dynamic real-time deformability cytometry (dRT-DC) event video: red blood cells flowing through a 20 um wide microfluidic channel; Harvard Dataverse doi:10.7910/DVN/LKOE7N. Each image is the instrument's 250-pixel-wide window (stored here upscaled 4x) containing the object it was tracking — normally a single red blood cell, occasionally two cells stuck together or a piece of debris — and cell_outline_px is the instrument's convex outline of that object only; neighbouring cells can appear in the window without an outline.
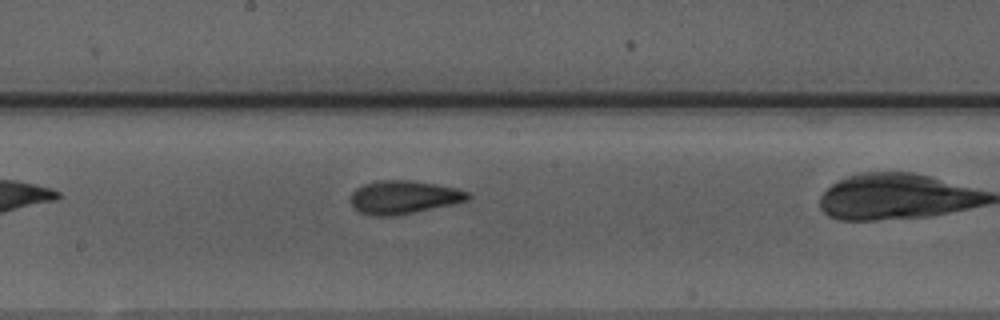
{"species": "Egyptian fruit bat (a non-hibernating species)", "species_latin": "Rousettus aegyptiacus", "temperature_condition": "warm", "stored_images_in_passage": 22, "camera_frame_rate_fps": 3000, "um_per_image_px": 0.085, "animal": {"sex": "male"}, "frame": {"image": 1, "passage_image": 9, "time_ms": 2.667, "image_size_px": [1000, 320], "cell_outline_px": [[472, 196], [468, 200], [452, 204], [392, 216], [368, 216], [356, 212], [352, 208], [352, 192], [356, 188], [364, 184], [380, 180], [412, 180], [436, 184], [456, 188], [468, 192]], "centroid_in_image_um": [34.27, 16.77], "position_along_channel_um": 213.9, "area_um2": 22.77}}
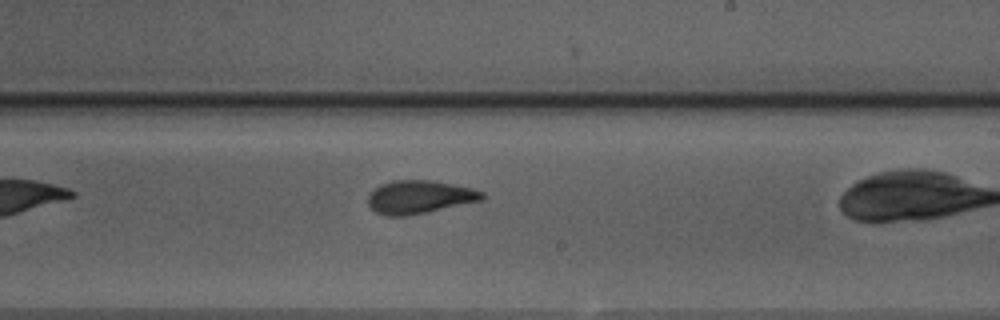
{"frame": {"image": 2, "passage_image": 12, "time_ms": 3.667, "image_size_px": [1000, 320], "cell_outline_px": [[484, 200], [428, 212], [404, 216], [388, 216], [376, 212], [368, 204], [368, 196], [380, 184], [392, 180], [432, 180], [472, 188], [484, 192]], "centroid_in_image_um": [35.68, 16.74], "position_along_channel_um": 253.3, "area_um2": 22.08}}
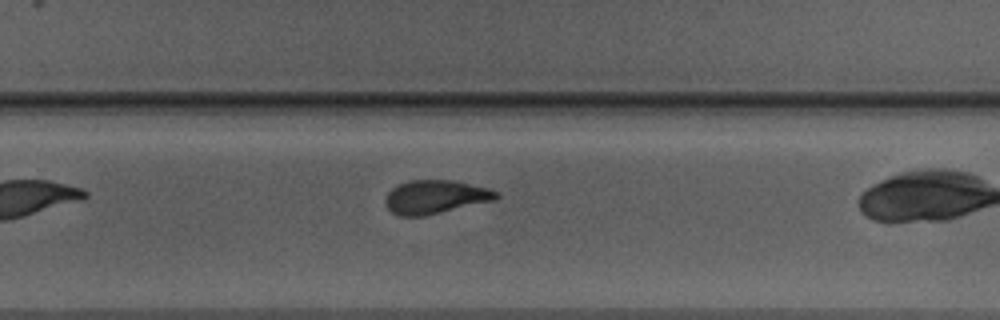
{"frame": {"image": 3, "passage_image": 15, "time_ms": 4.667, "image_size_px": [1000, 320], "cell_outline_px": [[500, 196], [496, 200], [424, 216], [400, 216], [392, 212], [384, 204], [384, 200], [388, 192], [392, 188], [408, 180], [452, 180], [488, 188], [496, 192]], "centroid_in_image_um": [36.99, 16.74], "position_along_channel_um": 292.8, "area_um2": 21.68}}